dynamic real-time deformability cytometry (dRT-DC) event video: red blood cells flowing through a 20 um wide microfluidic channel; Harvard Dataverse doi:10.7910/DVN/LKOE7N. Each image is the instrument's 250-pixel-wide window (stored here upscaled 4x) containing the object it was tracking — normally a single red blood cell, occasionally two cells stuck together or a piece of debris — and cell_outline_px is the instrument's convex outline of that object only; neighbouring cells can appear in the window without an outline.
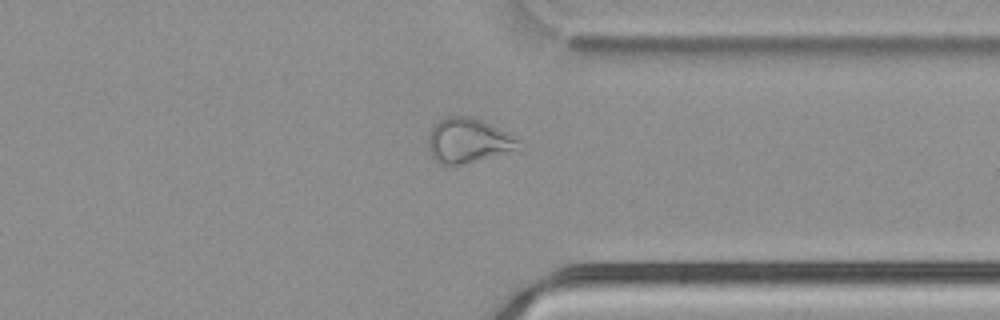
{"species": "common noctule bat (a hibernating species)", "species_latin": "Nyctalus noctula", "temperature_condition": "cold", "stored_images_in_passage": 50, "camera_frame_rate_fps": 3000, "um_per_image_px": 0.085, "animal": {"sex": "male", "body_mass_g": 21.5, "forearm_length_mm": 52.0}, "frame": {"image": 1, "passage_image": 39, "time_ms": 12.667, "image_size_px": [1000, 320], "cell_outline_px": [[520, 152], [460, 164], [440, 164], [432, 156], [428, 148], [428, 136], [432, 128], [440, 120], [448, 116], [472, 116], [508, 132], [520, 140]], "centroid_in_image_um": [39.87, 11.97], "position_along_channel_um": 371.5, "area_um2": 23.87}}
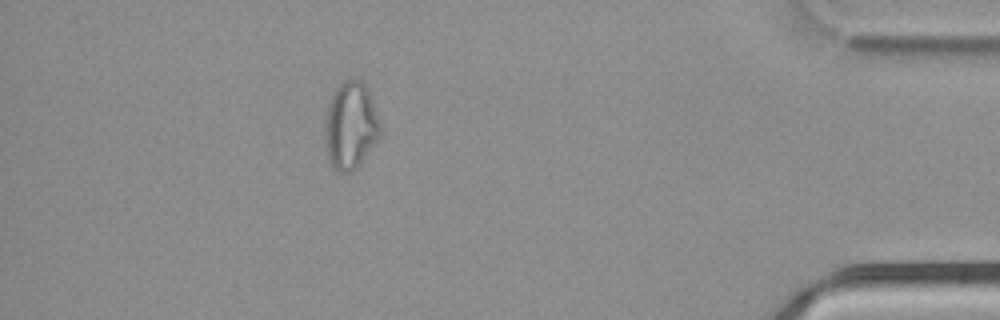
{"frame": {"image": 2, "passage_image": 45, "time_ms": 14.667, "image_size_px": [1000, 320], "cell_outline_px": [[380, 136], [360, 160], [348, 172], [336, 172], [332, 168], [328, 160], [324, 140], [324, 120], [328, 104], [332, 92], [344, 80], [360, 80], [364, 84], [368, 92], [380, 124]], "centroid_in_image_um": [29.73, 10.66], "position_along_channel_um": 405.5, "area_um2": 27.63}}